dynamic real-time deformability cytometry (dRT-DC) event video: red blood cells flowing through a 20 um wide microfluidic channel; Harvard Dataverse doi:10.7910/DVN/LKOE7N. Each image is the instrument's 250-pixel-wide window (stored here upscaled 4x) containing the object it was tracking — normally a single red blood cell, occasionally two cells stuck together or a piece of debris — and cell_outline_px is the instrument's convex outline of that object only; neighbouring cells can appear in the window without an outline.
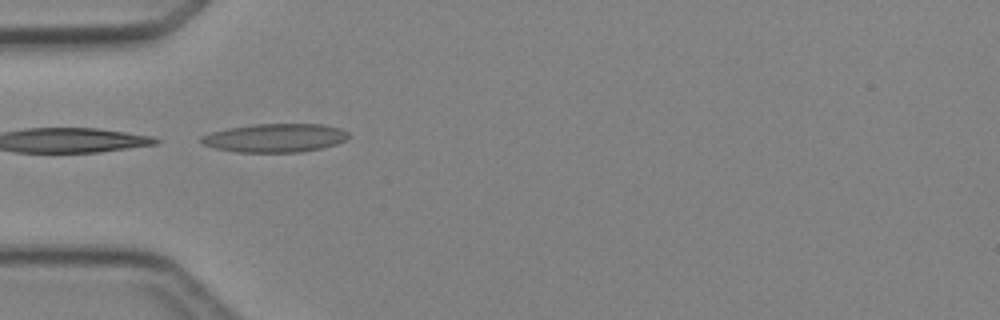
{"species": "Egyptian fruit bat (a non-hibernating species)", "species_latin": "Rousettus aegyptiacus", "temperature_condition": "cold", "stored_images_in_passage": 1, "camera_frame_rate_fps": 3000, "um_per_image_px": 0.085, "animal": {"sex": "female"}, "frame": {"image": 1, "passage_image": 1, "time_ms": 0.0, "image_size_px": [1000, 320], "cell_outline_px": [[348, 136], [344, 140], [336, 144], [320, 148], [300, 152], [236, 152], [216, 148], [204, 144], [200, 140], [200, 136], [212, 132], [228, 128], [252, 124], [324, 124], [340, 128], [348, 132]], "centroid_in_image_um": [23.38, 11.71], "position_along_channel_um": 61.6, "area_um2": 24.39}}